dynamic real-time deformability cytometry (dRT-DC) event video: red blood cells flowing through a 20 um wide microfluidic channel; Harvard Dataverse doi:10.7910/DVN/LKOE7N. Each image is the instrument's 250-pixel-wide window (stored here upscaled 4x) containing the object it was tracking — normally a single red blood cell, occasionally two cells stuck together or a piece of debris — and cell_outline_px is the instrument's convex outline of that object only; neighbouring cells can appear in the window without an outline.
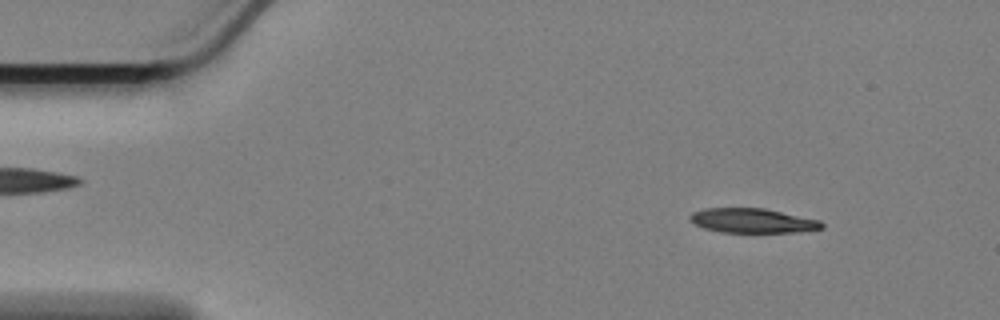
{"species": "Egyptian fruit bat (a non-hibernating species)", "species_latin": "Rousettus aegyptiacus", "temperature_condition": "cold", "stored_images_in_passage": 55, "camera_frame_rate_fps": 3000, "um_per_image_px": 0.085, "animal": {"sex": "female"}, "frame": {"image": 1, "passage_image": 5, "time_ms": 1.333, "image_size_px": [1000, 320], "cell_outline_px": [[824, 228], [800, 232], [720, 232], [704, 228], [688, 220], [688, 216], [692, 212], [704, 208], [764, 208], [820, 220], [824, 224]], "centroid_in_image_um": [63.95, 18.75], "position_along_channel_um": 21.0, "area_um2": 18.9}}
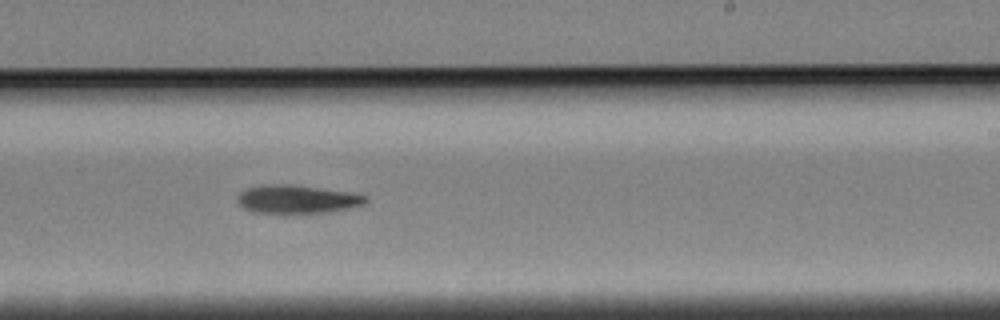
{"frame": {"image": 2, "passage_image": 33, "time_ms": 10.667, "image_size_px": [1000, 320], "cell_outline_px": [[368, 200], [364, 204], [332, 212], [256, 212], [244, 208], [236, 200], [236, 196], [244, 188], [260, 184], [292, 184], [344, 192], [368, 196]], "centroid_in_image_um": [25.19, 16.91], "position_along_channel_um": 263.8, "area_um2": 20.92}}
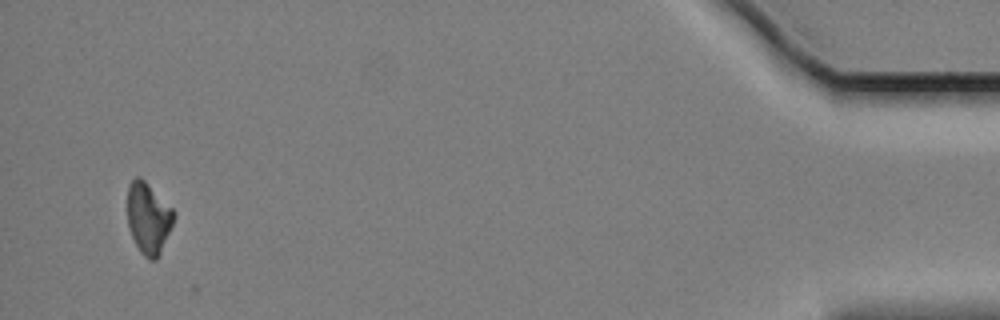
{"frame": {"image": 3, "passage_image": 54, "time_ms": 17.667, "image_size_px": [1000, 320], "cell_outline_px": [[176, 216], [160, 252], [156, 260], [148, 260], [140, 252], [132, 236], [128, 224], [128, 188], [132, 180], [136, 176], [140, 176], [176, 212]], "centroid_in_image_um": [12.62, 18.54], "position_along_channel_um": 422.6, "area_um2": 19.02}, "authors_computed_cell_mechanics": {"area_um2": 20.6346, "velocity_mm_per_s": 3.4076, "shape_relaxation_time_tau1_ms": 3.0416, "shape_relaxation_time_tau2_ms": null, "deformation_change_tau1": 0.0982, "deformation_change_tau2": null}}